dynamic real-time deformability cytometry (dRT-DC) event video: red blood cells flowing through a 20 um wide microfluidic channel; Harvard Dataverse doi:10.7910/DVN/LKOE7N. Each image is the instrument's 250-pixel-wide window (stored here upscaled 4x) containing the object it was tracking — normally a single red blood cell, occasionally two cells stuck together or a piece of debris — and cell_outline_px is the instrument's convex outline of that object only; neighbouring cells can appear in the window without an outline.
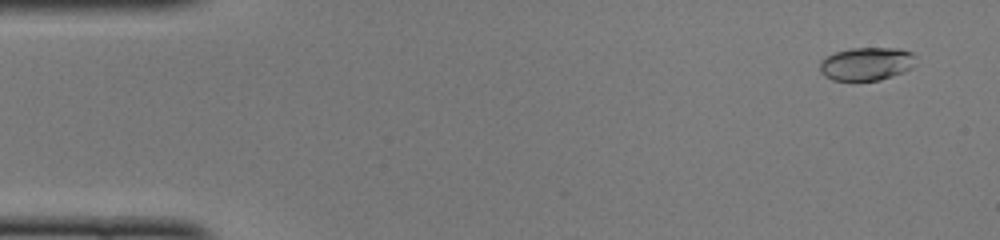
{"species": "common noctule bat (a hibernating species)", "species_latin": "Nyctalus noctula", "temperature_condition": "cold", "stored_images_in_passage": 23, "camera_frame_rate_fps": 3000, "um_per_image_px": 0.085, "animal": {"sex": "female", "body_mass_g": 22.0, "forearm_length_mm": 56.7}, "frame": {"image": 1, "passage_image": 3, "time_ms": 0.667, "image_size_px": [1000, 240], "cell_outline_px": [[916, 56], [912, 68], [904, 72], [880, 80], [832, 80], [824, 76], [820, 72], [820, 60], [836, 52], [852, 48], [900, 48], [912, 52]], "centroid_in_image_um": [73.67, 5.42], "position_along_channel_um": 11.3, "area_um2": 18.61}}
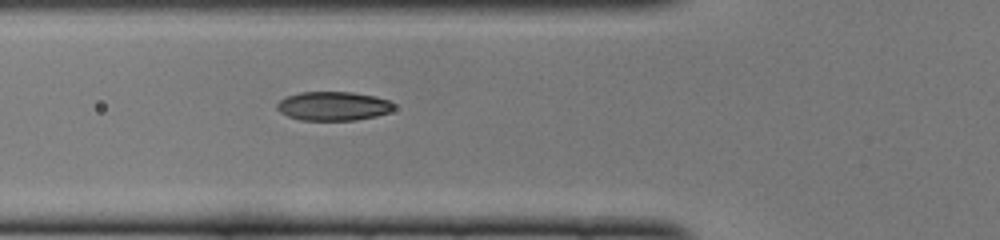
{"frame": {"image": 2, "passage_image": 18, "time_ms": 5.667, "image_size_px": [1000, 240], "cell_outline_px": [[396, 108], [388, 112], [376, 116], [356, 120], [300, 120], [288, 116], [280, 112], [276, 108], [276, 104], [280, 100], [288, 96], [300, 92], [352, 92], [376, 96], [388, 100]], "centroid_in_image_um": [28.32, 9.01], "position_along_channel_um": 97.5, "area_um2": 19.71}}
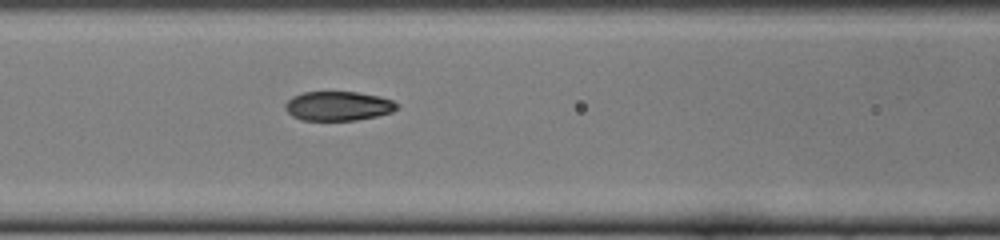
{"frame": {"image": 3, "passage_image": 21, "time_ms": 6.667, "image_size_px": [1000, 240], "cell_outline_px": [[396, 108], [392, 112], [376, 116], [356, 120], [300, 120], [292, 116], [284, 108], [284, 104], [292, 96], [304, 92], [356, 92], [380, 96], [392, 100], [396, 104]], "centroid_in_image_um": [28.7, 9.01], "position_along_channel_um": 137.9, "area_um2": 19.02}}